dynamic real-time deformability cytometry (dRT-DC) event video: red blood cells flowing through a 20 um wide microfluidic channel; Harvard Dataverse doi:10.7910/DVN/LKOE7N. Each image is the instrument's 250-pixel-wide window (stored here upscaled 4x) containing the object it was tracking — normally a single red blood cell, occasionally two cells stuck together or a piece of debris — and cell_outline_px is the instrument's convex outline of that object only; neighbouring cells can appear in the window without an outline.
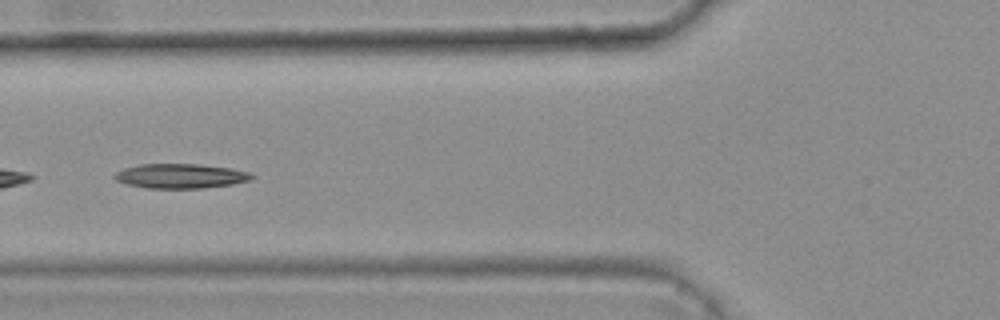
{"species": "common noctule bat (a hibernating species)", "species_latin": "Nyctalus noctula", "temperature_condition": "warm", "stored_images_in_passage": 6, "camera_frame_rate_fps": 3000, "um_per_image_px": 0.085, "animal": {"sex": "female", "body_mass_g": 25.1}, "frame": {"image": 1, "passage_image": 2, "time_ms": 0.333, "image_size_px": [1000, 320], "cell_outline_px": [[256, 176], [252, 180], [232, 184], [204, 188], [148, 188], [128, 184], [116, 180], [112, 176], [116, 172], [124, 168], [140, 164], [200, 164], [228, 168], [248, 172]], "centroid_in_image_um": [15.35, 14.96], "position_along_channel_um": 110.4, "area_um2": 19.59}}
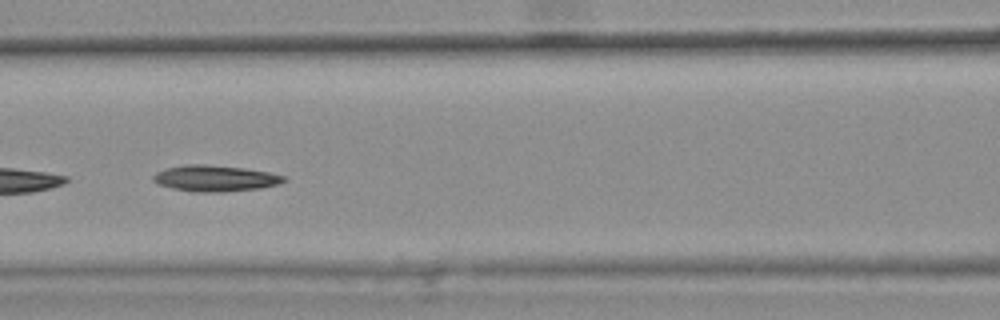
{"frame": {"image": 2, "passage_image": 3, "time_ms": 0.667, "image_size_px": [1000, 320], "cell_outline_px": [[284, 180], [276, 184], [260, 188], [224, 192], [192, 192], [172, 188], [156, 184], [152, 180], [152, 176], [156, 172], [168, 168], [188, 164], [204, 164], [244, 168], [268, 172], [284, 176]], "centroid_in_image_um": [18.21, 15.16], "position_along_channel_um": 148.4, "area_um2": 19.77}}